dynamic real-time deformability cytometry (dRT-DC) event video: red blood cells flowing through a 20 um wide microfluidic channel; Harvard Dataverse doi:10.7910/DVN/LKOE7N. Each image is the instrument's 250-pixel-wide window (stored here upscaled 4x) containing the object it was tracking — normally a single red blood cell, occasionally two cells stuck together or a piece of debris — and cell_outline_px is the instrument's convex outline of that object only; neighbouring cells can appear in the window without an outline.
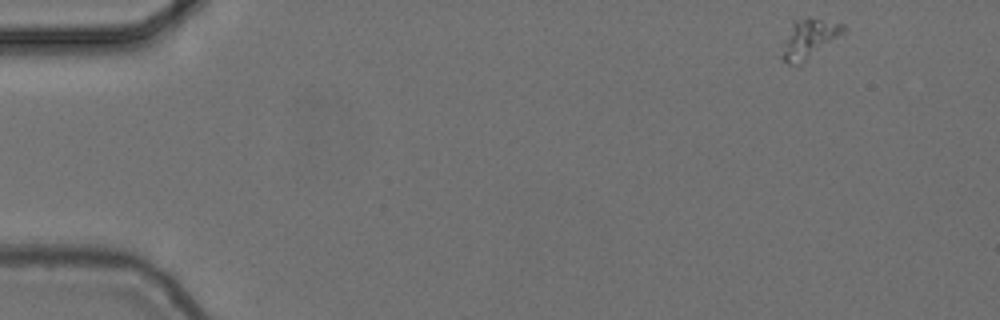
{"species": "common noctule bat (a hibernating species)", "species_latin": "Nyctalus noctula", "temperature_condition": "cold", "stored_images_in_passage": 5, "camera_frame_rate_fps": 3000, "um_per_image_px": 0.085, "animal": {"sex": "female", "body_mass_g": 24.6, "forearm_length_mm": 56.2}, "frame": {"image": 1, "passage_image": 1, "time_ms": 0.0, "image_size_px": [1000, 320], "cell_outline_px": [[844, 36], [800, 64], [788, 64], [780, 56], [792, 20], [808, 16], [844, 24]], "centroid_in_image_um": [68.81, 3.27], "position_along_channel_um": 16.2, "area_um2": 14.33}}